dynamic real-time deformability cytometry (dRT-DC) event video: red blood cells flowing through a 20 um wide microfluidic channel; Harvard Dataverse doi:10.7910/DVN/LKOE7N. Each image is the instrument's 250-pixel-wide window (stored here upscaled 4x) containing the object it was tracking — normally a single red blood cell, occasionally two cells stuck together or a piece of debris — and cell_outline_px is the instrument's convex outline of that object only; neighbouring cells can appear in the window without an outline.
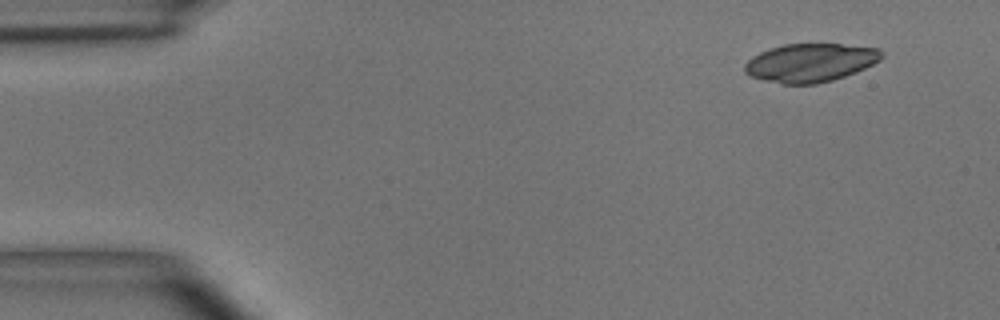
{"species": "common noctule bat (a hibernating species)", "species_latin": "Nyctalus noctula", "temperature_condition": "room temperature", "stored_images_in_passage": 3, "camera_frame_rate_fps": 3000, "um_per_image_px": 0.085, "animal": {"sex": "male", "body_mass_g": 15.6}, "frame": {"image": 1, "passage_image": 1, "time_ms": 0.0, "image_size_px": [1000, 320], "cell_outline_px": [[884, 56], [880, 60], [856, 72], [832, 80], [816, 84], [784, 84], [764, 80], [752, 76], [744, 72], [744, 64], [752, 56], [768, 48], [784, 44], [840, 44], [880, 48], [884, 52]], "centroid_in_image_um": [68.88, 5.32], "position_along_channel_um": 16.1, "area_um2": 30.75}}